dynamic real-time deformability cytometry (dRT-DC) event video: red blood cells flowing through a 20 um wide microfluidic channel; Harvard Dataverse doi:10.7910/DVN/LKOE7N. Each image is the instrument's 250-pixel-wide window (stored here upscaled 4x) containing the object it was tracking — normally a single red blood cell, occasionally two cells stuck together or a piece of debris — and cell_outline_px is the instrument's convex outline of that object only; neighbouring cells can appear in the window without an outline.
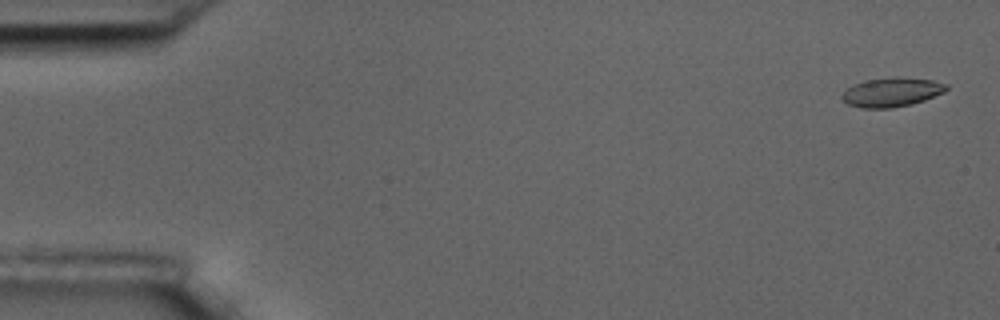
{"species": "common noctule bat (a hibernating species)", "species_latin": "Nyctalus noctula", "temperature_condition": "room temperature", "stored_images_in_passage": 3, "camera_frame_rate_fps": 3000, "um_per_image_px": 0.085, "animal": {"sex": "male", "body_mass_g": 17.5, "forearm_length_mm": 52.3}, "frame": {"image": 1, "passage_image": 1, "time_ms": 0.0, "image_size_px": [1000, 320], "cell_outline_px": [[948, 88], [944, 92], [924, 100], [912, 104], [892, 108], [860, 108], [848, 104], [840, 96], [848, 88], [856, 84], [868, 80], [896, 76], [932, 80], [948, 84]], "centroid_in_image_um": [75.82, 7.84], "position_along_channel_um": 9.2, "area_um2": 17.63}}